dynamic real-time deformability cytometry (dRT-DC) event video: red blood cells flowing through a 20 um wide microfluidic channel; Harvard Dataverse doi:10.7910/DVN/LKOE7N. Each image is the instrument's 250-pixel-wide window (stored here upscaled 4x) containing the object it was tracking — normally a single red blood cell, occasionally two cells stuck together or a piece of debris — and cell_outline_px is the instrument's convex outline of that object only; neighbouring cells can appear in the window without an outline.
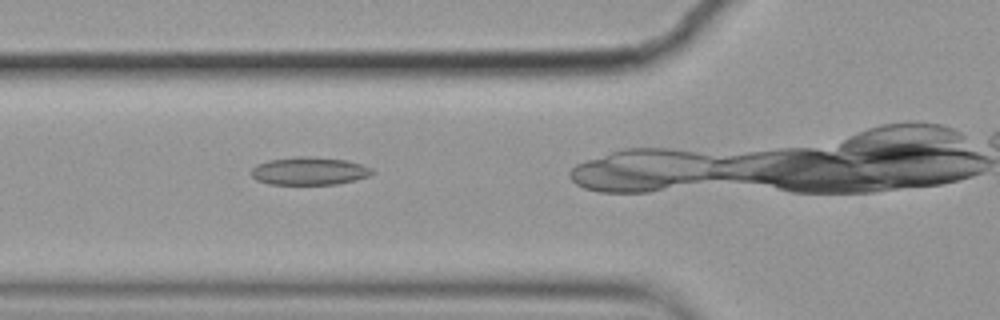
{"species": "common noctule bat (a hibernating species)", "species_latin": "Nyctalus noctula", "temperature_condition": "cold", "stored_images_in_passage": 4, "camera_frame_rate_fps": 3000, "um_per_image_px": 0.085, "animal": {"sex": "female", "body_mass_g": 19.9}, "frame": {"image": 1, "passage_image": 2, "time_ms": 0.333, "image_size_px": [1000, 320], "cell_outline_px": [[376, 172], [368, 176], [336, 184], [268, 184], [256, 180], [252, 176], [252, 168], [256, 164], [268, 160], [296, 156], [308, 156], [344, 160], [360, 164], [372, 168]], "centroid_in_image_um": [26.25, 14.53], "position_along_channel_um": 99.5, "area_um2": 19.54}}